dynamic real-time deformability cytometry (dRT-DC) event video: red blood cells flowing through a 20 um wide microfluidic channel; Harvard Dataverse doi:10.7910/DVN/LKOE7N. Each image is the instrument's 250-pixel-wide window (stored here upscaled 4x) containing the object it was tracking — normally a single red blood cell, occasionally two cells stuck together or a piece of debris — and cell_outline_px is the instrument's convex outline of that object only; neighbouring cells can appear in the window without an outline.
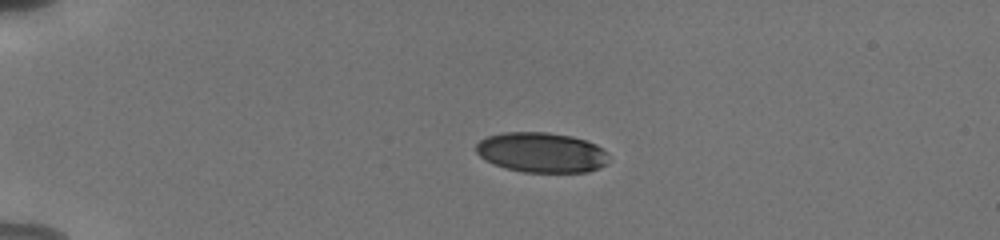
{"species": "human", "species_latin": "Homo sapiens", "temperature_condition": "cold", "stored_images_in_passage": 42, "camera_frame_rate_fps": 3000, "um_per_image_px": 0.085, "donor": {"sex": "male"}, "frame": {"image": 1, "passage_image": 1, "time_ms": 0.0, "image_size_px": [1000, 240], "cell_outline_px": [[608, 164], [600, 168], [588, 172], [524, 172], [504, 168], [492, 164], [480, 156], [476, 152], [476, 144], [480, 140], [488, 136], [504, 132], [548, 132], [572, 136], [596, 144], [604, 148], [608, 152]], "centroid_in_image_um": [46.06, 12.96], "position_along_channel_um": 38.9, "area_um2": 31.33}}
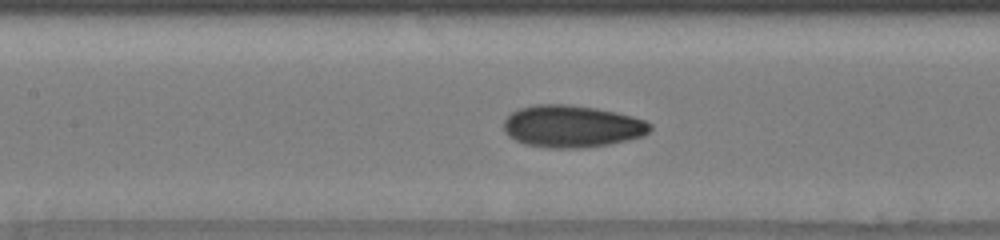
{"frame": {"image": 2, "passage_image": 15, "time_ms": 4.667, "image_size_px": [1000, 240], "cell_outline_px": [[652, 128], [644, 136], [628, 140], [608, 144], [580, 148], [544, 148], [524, 144], [508, 136], [504, 132], [504, 120], [512, 112], [520, 108], [536, 104], [568, 104], [596, 108], [616, 112], [632, 116], [644, 120], [652, 124]], "centroid_in_image_um": [48.61, 10.74], "position_along_channel_um": 158.8, "area_um2": 36.13}}
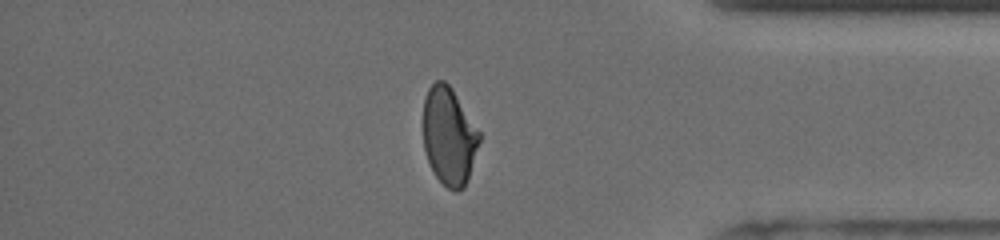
{"frame": {"image": 3, "passage_image": 35, "time_ms": 11.333, "image_size_px": [1000, 240], "cell_outline_px": [[480, 140], [468, 180], [464, 188], [456, 192], [448, 188], [436, 176], [428, 160], [424, 148], [424, 100], [428, 88], [436, 80], [444, 80], [452, 88], [480, 132]], "centroid_in_image_um": [38.18, 11.57], "position_along_channel_um": 397.0, "area_um2": 31.79}, "authors_computed_cell_mechanics": {"area_um2": 33.524, "velocity_mm_per_s": 3.8206, "shape_relaxation_time_tau1_ms": 3.7568, "shape_relaxation_time_tau2_ms": 1.3538, "deformation_change_tau1": 0.1408, "deformation_change_tau2": 0.0617}}